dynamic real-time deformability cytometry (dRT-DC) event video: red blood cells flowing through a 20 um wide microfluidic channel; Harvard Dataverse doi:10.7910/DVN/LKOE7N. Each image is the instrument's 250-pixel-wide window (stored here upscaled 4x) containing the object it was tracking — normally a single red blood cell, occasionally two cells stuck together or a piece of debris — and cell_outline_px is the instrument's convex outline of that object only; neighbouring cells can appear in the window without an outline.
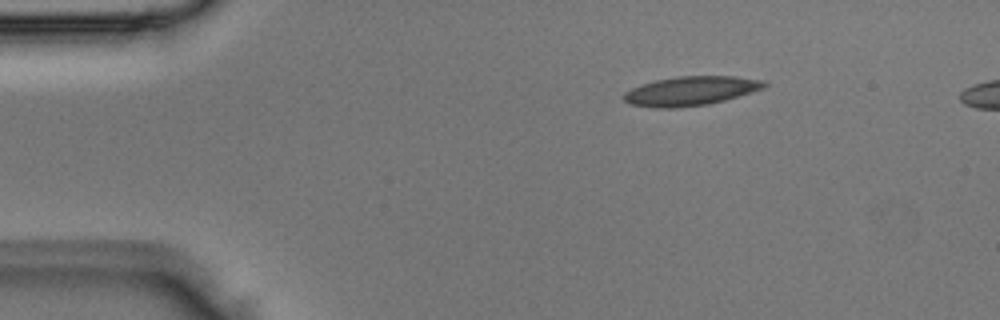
{"species": "Egyptian fruit bat (a non-hibernating species)", "species_latin": "Rousettus aegyptiacus", "temperature_condition": "room temperature", "stored_images_in_passage": 3, "camera_frame_rate_fps": 3000, "um_per_image_px": 0.085, "animal": {"sex": "male"}, "frame": {"image": 1, "passage_image": 1, "time_ms": 0.0, "image_size_px": [1000, 320], "cell_outline_px": [[768, 84], [764, 88], [752, 92], [724, 100], [708, 104], [676, 108], [656, 108], [628, 104], [624, 100], [624, 92], [640, 84], [656, 80], [676, 76], [736, 76], [764, 80]], "centroid_in_image_um": [58.7, 7.73], "position_along_channel_um": 26.3, "area_um2": 23.99}}
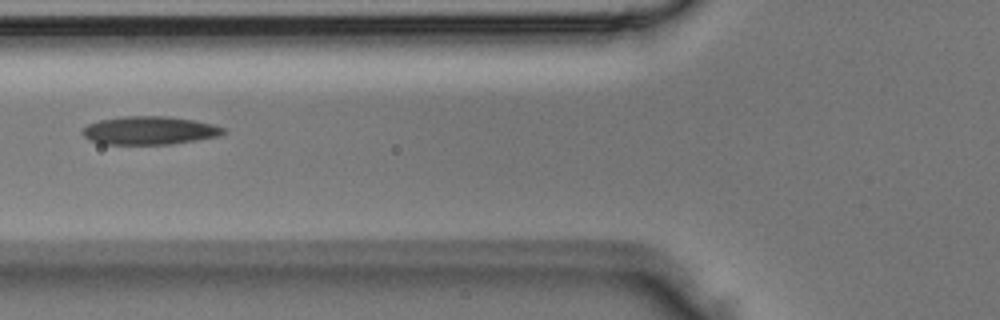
{"frame": {"image": 2, "passage_image": 3, "time_ms": 0.667, "image_size_px": [1000, 320], "cell_outline_px": [[228, 132], [220, 136], [172, 144], [100, 144], [88, 140], [84, 136], [84, 128], [88, 124], [100, 120], [120, 116], [168, 116], [196, 120], [228, 128]], "centroid_in_image_um": [12.77, 11.09], "position_along_channel_um": 113.0, "area_um2": 23.47}}